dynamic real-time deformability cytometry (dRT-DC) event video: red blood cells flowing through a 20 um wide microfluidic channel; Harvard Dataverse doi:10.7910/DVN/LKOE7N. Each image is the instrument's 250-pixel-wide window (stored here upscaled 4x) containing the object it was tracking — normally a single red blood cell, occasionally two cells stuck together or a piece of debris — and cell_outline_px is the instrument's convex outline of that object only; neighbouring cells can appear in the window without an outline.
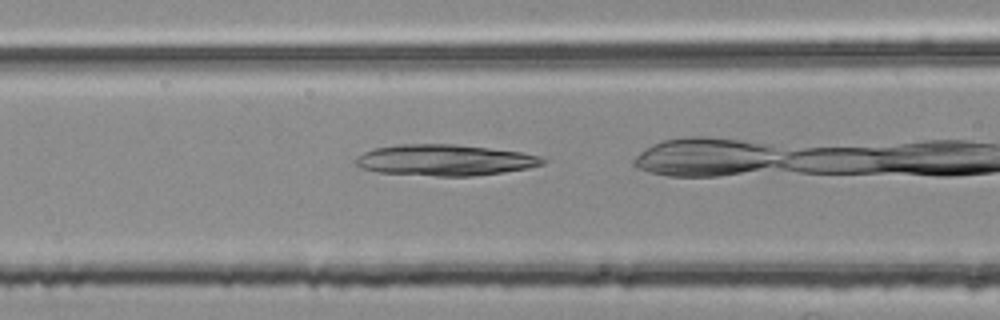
{"species": "common noctule bat (a hibernating species)", "species_latin": "Nyctalus noctula", "temperature_condition": "room temperature", "stored_images_in_passage": 25, "camera_frame_rate_fps": 3000, "um_per_image_px": 0.085, "animal": {"sex": "female", "body_mass_g": 25.1}, "frame": {"image": 1, "passage_image": 4, "time_ms": 1.0, "image_size_px": [1000, 320], "cell_outline_px": [[548, 160], [544, 164], [528, 168], [504, 172], [472, 176], [436, 176], [380, 172], [360, 168], [356, 164], [356, 156], [372, 148], [396, 144], [456, 144], [520, 152], [540, 156]], "centroid_in_image_um": [37.8, 13.6], "position_along_channel_um": 128.8, "area_um2": 33.99}}